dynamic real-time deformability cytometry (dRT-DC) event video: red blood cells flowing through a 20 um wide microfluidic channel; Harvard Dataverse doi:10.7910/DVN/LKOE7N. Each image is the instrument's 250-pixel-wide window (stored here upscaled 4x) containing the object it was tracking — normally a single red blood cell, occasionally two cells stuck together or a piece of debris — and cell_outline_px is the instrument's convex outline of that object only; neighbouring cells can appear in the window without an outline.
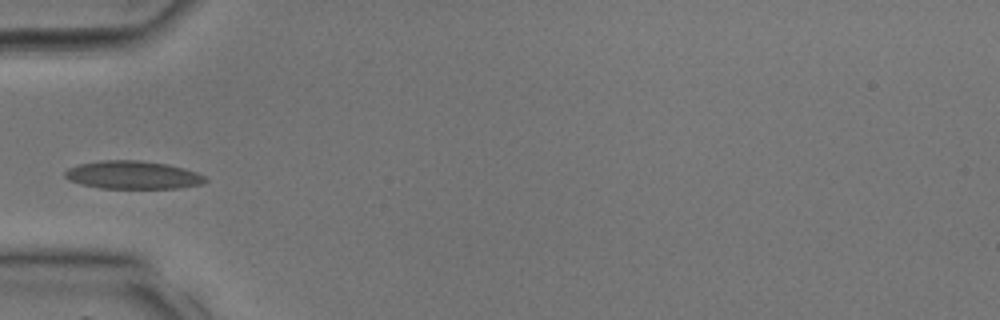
{"species": "common noctule bat (a hibernating species)", "species_latin": "Nyctalus noctula", "temperature_condition": "room temperature", "stored_images_in_passage": 24, "camera_frame_rate_fps": 3000, "um_per_image_px": 0.085, "animal": {"sex": "male", "body_mass_g": 17.9, "forearm_length_mm": 54.2}, "frame": {"image": 1, "passage_image": 1, "time_ms": 0.0, "image_size_px": [1000, 320], "cell_outline_px": [[208, 180], [200, 184], [176, 188], [100, 188], [68, 180], [64, 176], [64, 172], [68, 168], [80, 164], [100, 160], [140, 160], [168, 164], [184, 168], [196, 172], [204, 176]], "centroid_in_image_um": [11.28, 14.86], "position_along_channel_um": 73.7, "area_um2": 22.83}}
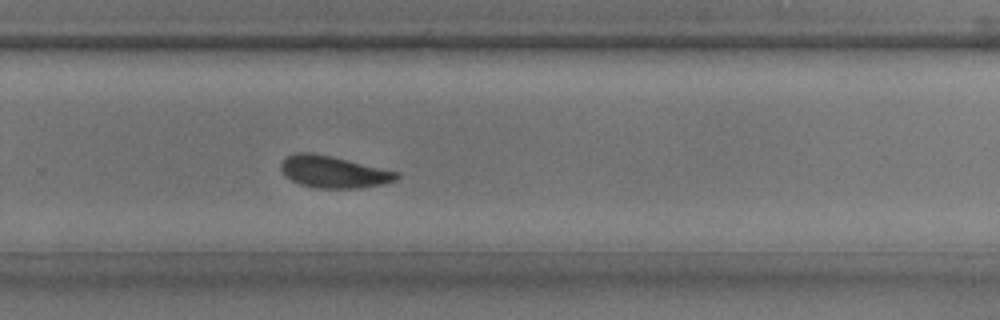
{"frame": {"image": 2, "passage_image": 13, "time_ms": 4.0, "image_size_px": [1000, 320], "cell_outline_px": [[400, 176], [396, 180], [380, 184], [360, 188], [316, 188], [300, 184], [284, 176], [280, 168], [280, 164], [288, 156], [296, 152], [312, 152], [332, 156], [400, 172]], "centroid_in_image_um": [28.34, 14.6], "position_along_channel_um": 301.5, "area_um2": 21.56}}
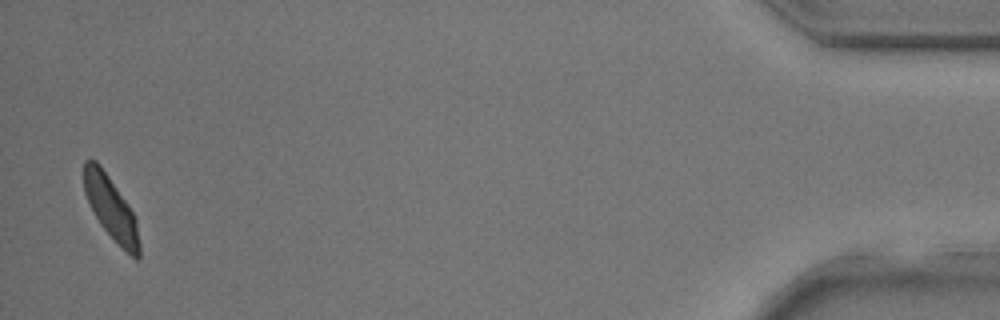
{"frame": {"image": 3, "passage_image": 24, "time_ms": 7.667, "image_size_px": [1000, 320], "cell_outline_px": [[140, 260], [136, 260], [100, 224], [84, 192], [84, 160], [96, 160], [100, 164], [128, 204], [136, 220], [140, 244]], "centroid_in_image_um": [9.44, 17.66], "position_along_channel_um": 425.8, "area_um2": 19.77}}